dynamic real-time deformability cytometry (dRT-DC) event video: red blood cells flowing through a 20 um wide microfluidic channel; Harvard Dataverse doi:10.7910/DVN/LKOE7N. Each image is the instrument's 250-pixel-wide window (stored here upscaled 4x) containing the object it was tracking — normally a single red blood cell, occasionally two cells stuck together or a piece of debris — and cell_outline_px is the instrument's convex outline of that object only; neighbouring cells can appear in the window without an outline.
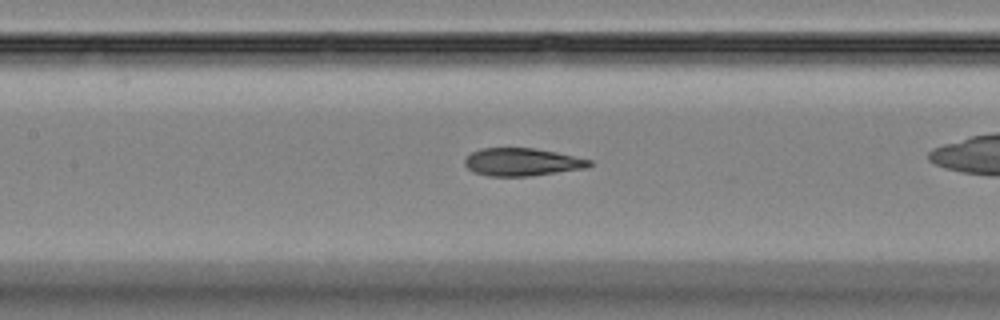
{"species": "Egyptian fruit bat (a non-hibernating species)", "species_latin": "Rousettus aegyptiacus", "temperature_condition": "room temperature", "stored_images_in_passage": 48, "camera_frame_rate_fps": 3000, "um_per_image_px": 0.085, "animal": {"sex": "female"}, "frame": {"image": 1, "passage_image": 24, "time_ms": 7.667, "image_size_px": [1000, 320], "cell_outline_px": [[592, 164], [588, 168], [528, 176], [488, 176], [472, 172], [464, 164], [464, 160], [472, 152], [480, 148], [532, 148], [556, 152], [592, 160]], "centroid_in_image_um": [44.36, 13.77], "position_along_channel_um": 163.0, "area_um2": 20.17}}
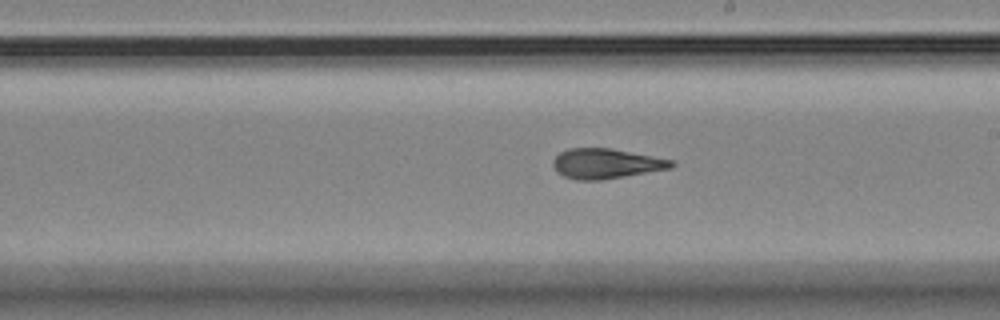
{"frame": {"image": 2, "passage_image": 30, "time_ms": 9.667, "image_size_px": [1000, 320], "cell_outline_px": [[676, 164], [672, 168], [600, 180], [576, 180], [564, 176], [556, 172], [552, 164], [552, 160], [560, 152], [568, 148], [612, 148], [672, 160]], "centroid_in_image_um": [51.48, 13.9], "position_along_channel_um": 237.5, "area_um2": 20.69}}
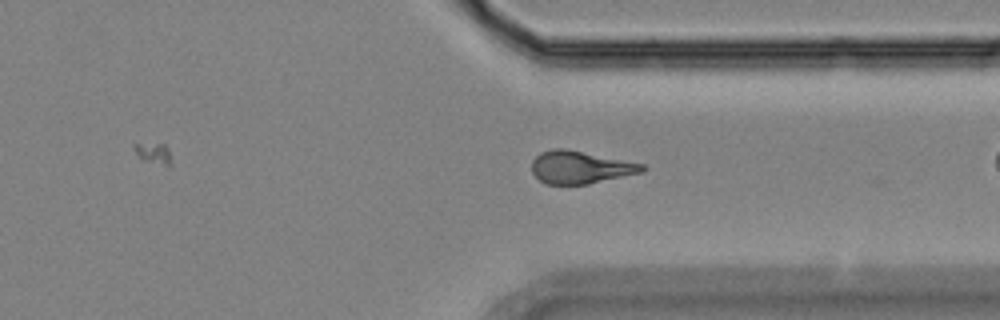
{"frame": {"image": 3, "passage_image": 40, "time_ms": 13.0, "image_size_px": [1000, 320], "cell_outline_px": [[644, 172], [588, 184], [544, 184], [532, 172], [532, 160], [540, 152], [552, 148], [568, 148], [644, 164]], "centroid_in_image_um": [49.31, 14.2], "position_along_channel_um": 362.1, "area_um2": 21.15}, "authors_computed_cell_mechanics": {"area_um2": 20.7502, "velocity_mm_per_s": 3.7386, "shape_relaxation_time_tau1_ms": null, "shape_relaxation_time_tau2_ms": 2.3124, "deformation_change_tau1": null, "deformation_change_tau2": 0.1074}}